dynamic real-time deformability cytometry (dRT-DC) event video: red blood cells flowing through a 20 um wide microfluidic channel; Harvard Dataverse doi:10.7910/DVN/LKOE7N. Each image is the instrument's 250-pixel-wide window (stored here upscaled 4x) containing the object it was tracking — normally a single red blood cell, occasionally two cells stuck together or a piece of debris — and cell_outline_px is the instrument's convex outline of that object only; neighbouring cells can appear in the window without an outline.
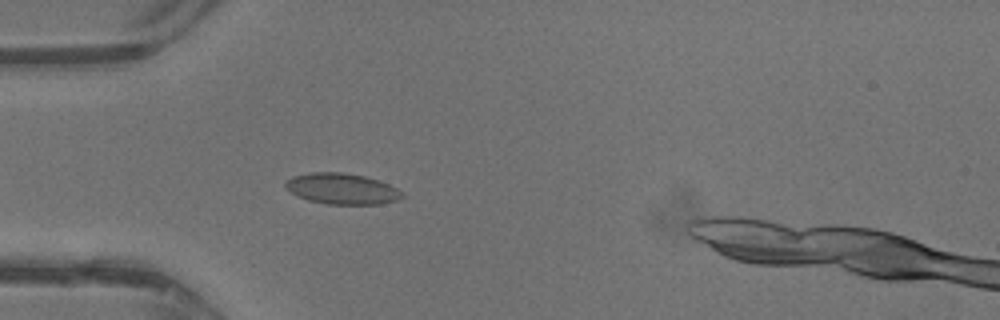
{"species": "common noctule bat (a hibernating species)", "species_latin": "Nyctalus noctula", "temperature_condition": "warm", "stored_images_in_passage": 27, "camera_frame_rate_fps": 3000, "um_per_image_px": 0.085, "animal": {"sex": "male", "body_mass_g": 13.3}, "frame": {"image": 1, "passage_image": 13, "time_ms": 4.0, "image_size_px": [1000, 320], "cell_outline_px": [[404, 196], [396, 200], [380, 204], [328, 204], [308, 200], [284, 188], [284, 180], [292, 176], [312, 172], [344, 172], [364, 176], [388, 184], [396, 188]], "centroid_in_image_um": [29.01, 16.03], "position_along_channel_um": 56.0, "area_um2": 20.87}}
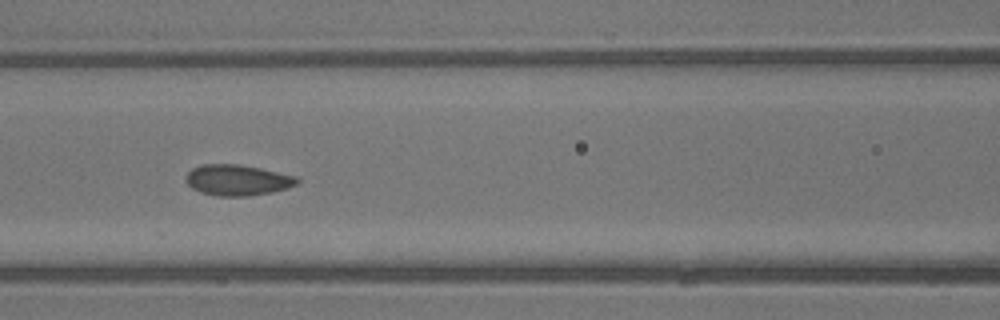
{"frame": {"image": 2, "passage_image": 19, "time_ms": 6.0, "image_size_px": [1000, 320], "cell_outline_px": [[300, 180], [296, 184], [288, 188], [272, 192], [248, 196], [216, 196], [200, 192], [192, 188], [188, 184], [184, 176], [192, 168], [204, 164], [240, 164], [260, 168], [296, 176]], "centroid_in_image_um": [20.17, 15.31], "position_along_channel_um": 146.4, "area_um2": 20.06}}
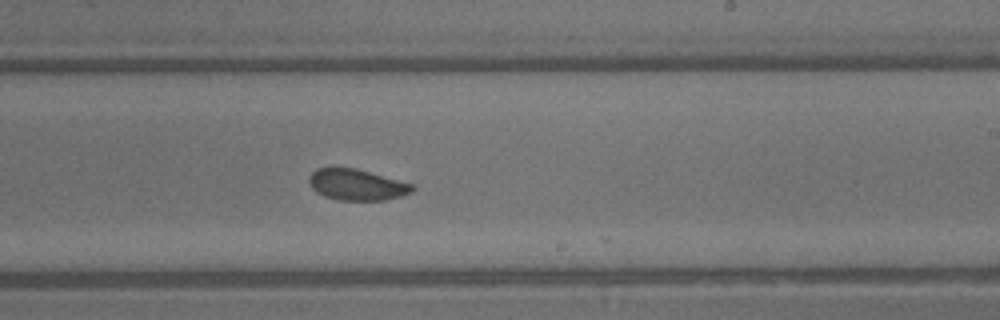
{"frame": {"image": 3, "passage_image": 26, "time_ms": 8.333, "image_size_px": [1000, 320], "cell_outline_px": [[416, 188], [412, 192], [400, 196], [384, 200], [340, 200], [324, 196], [316, 192], [312, 188], [308, 180], [312, 172], [316, 168], [352, 168], [368, 172], [412, 184]], "centroid_in_image_um": [30.3, 15.71], "position_along_channel_um": 258.7, "area_um2": 18.38}}